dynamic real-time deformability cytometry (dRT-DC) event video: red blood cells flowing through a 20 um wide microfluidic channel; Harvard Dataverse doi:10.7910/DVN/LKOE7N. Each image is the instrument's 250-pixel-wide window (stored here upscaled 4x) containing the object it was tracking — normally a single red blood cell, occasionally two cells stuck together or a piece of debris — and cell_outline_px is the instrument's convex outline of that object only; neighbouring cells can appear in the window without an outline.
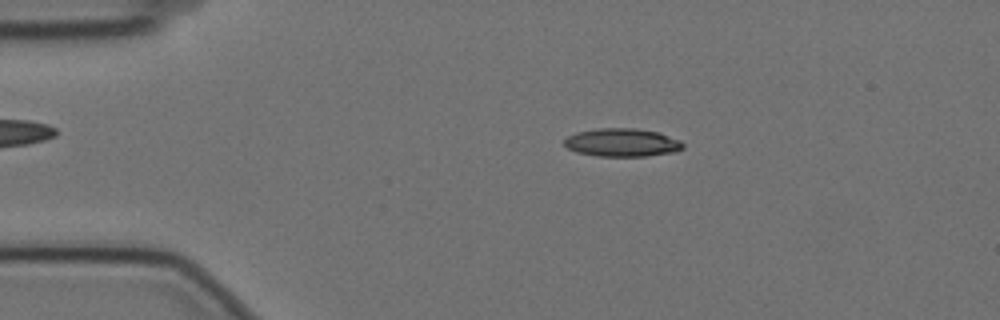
{"species": "Egyptian fruit bat (a non-hibernating species)", "species_latin": "Rousettus aegyptiacus", "temperature_condition": "cold", "stored_images_in_passage": 56, "camera_frame_rate_fps": 3000, "um_per_image_px": 0.085, "animal": {"sex": "female"}, "frame": {"image": 1, "passage_image": 10, "time_ms": 3.0, "image_size_px": [1000, 320], "cell_outline_px": [[684, 148], [676, 152], [644, 156], [596, 156], [576, 152], [568, 148], [564, 144], [564, 140], [568, 136], [576, 132], [596, 128], [636, 128], [656, 132], [680, 140], [684, 144]], "centroid_in_image_um": [52.87, 12.11], "position_along_channel_um": 32.1, "area_um2": 19.54}}
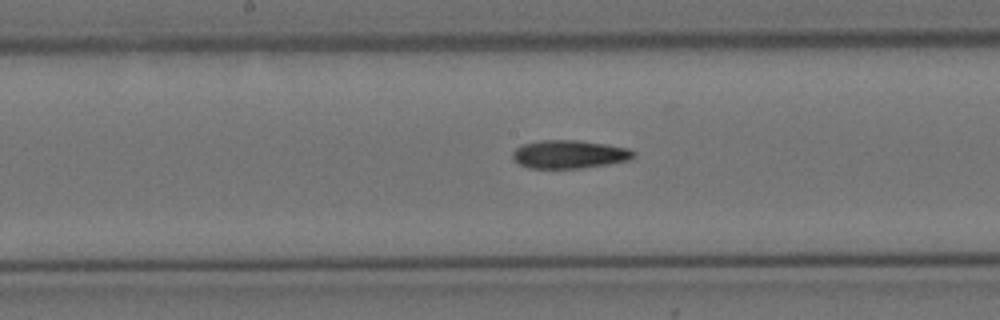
{"frame": {"image": 2, "passage_image": 28, "time_ms": 9.0, "image_size_px": [1000, 320], "cell_outline_px": [[636, 156], [628, 160], [608, 164], [580, 168], [528, 168], [512, 160], [512, 152], [520, 144], [540, 140], [576, 140], [604, 144], [628, 148], [636, 152]], "centroid_in_image_um": [48.35, 13.11], "position_along_channel_um": 199.8, "area_um2": 20.0}}
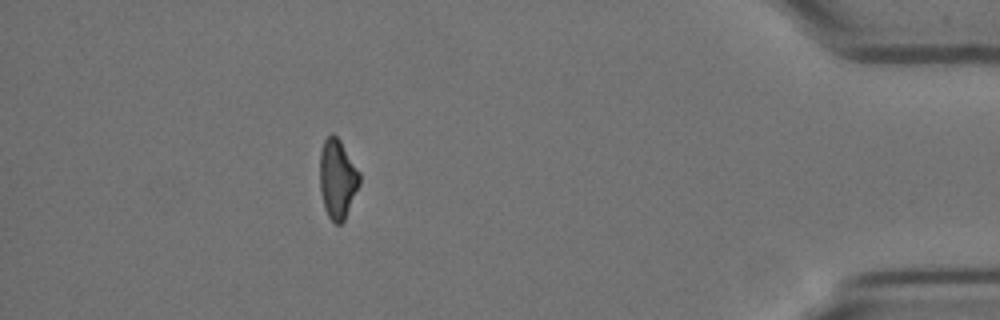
{"frame": {"image": 3, "passage_image": 50, "time_ms": 16.333, "image_size_px": [1000, 320], "cell_outline_px": [[360, 184], [344, 220], [340, 224], [336, 224], [328, 216], [324, 208], [320, 192], [320, 152], [324, 140], [332, 132], [340, 140], [360, 172]], "centroid_in_image_um": [28.68, 15.2], "position_along_channel_um": 406.5, "area_um2": 18.38}}